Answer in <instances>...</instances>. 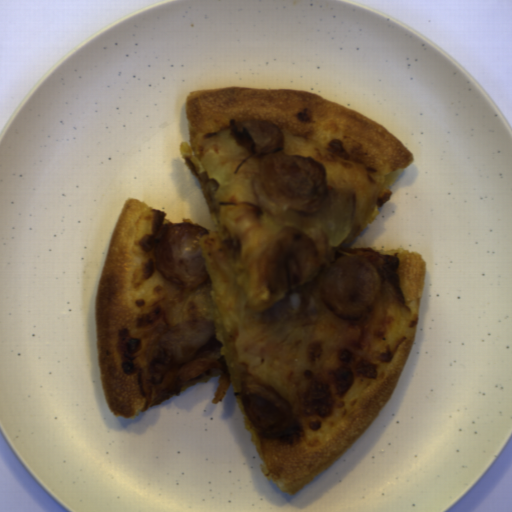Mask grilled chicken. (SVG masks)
Instances as JSON below:
<instances>
[{"mask_svg": "<svg viewBox=\"0 0 512 512\" xmlns=\"http://www.w3.org/2000/svg\"><path fill=\"white\" fill-rule=\"evenodd\" d=\"M209 370L218 372L212 402L219 403L231 386L230 372L225 364L201 356H194L180 364H163L160 361L153 363L139 375L140 391L144 397L143 411L168 400L178 388Z\"/></svg>", "mask_w": 512, "mask_h": 512, "instance_id": "1", "label": "grilled chicken"}, {"mask_svg": "<svg viewBox=\"0 0 512 512\" xmlns=\"http://www.w3.org/2000/svg\"><path fill=\"white\" fill-rule=\"evenodd\" d=\"M347 255H355L357 257L365 259L375 269L382 267L384 263V261L379 257V251L376 250L375 248H371L368 246L342 248L336 254L337 259L341 256Z\"/></svg>", "mask_w": 512, "mask_h": 512, "instance_id": "2", "label": "grilled chicken"}]
</instances>
